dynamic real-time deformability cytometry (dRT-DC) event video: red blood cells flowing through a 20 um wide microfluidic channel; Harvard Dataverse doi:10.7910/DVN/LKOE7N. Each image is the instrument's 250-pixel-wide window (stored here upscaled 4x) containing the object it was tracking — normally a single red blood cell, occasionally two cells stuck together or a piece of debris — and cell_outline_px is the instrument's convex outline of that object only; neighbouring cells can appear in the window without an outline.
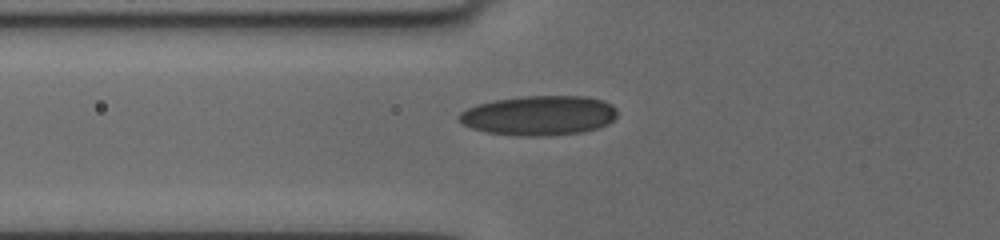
{"species": "human", "species_latin": "Homo sapiens", "temperature_condition": "cold", "stored_images_in_passage": 6, "camera_frame_rate_fps": 3000, "um_per_image_px": 0.085, "donor": {"sex": "female"}, "frame": {"image": 1, "passage_image": 3, "time_ms": 1.667, "image_size_px": [1000, 240], "cell_outline_px": [[616, 116], [608, 124], [584, 132], [544, 136], [520, 136], [484, 132], [472, 128], [464, 124], [456, 116], [460, 112], [476, 104], [496, 100], [520, 96], [588, 96], [604, 100], [612, 104], [616, 108]], "centroid_in_image_um": [45.82, 9.81], "position_along_channel_um": 80.0, "area_um2": 36.82}}
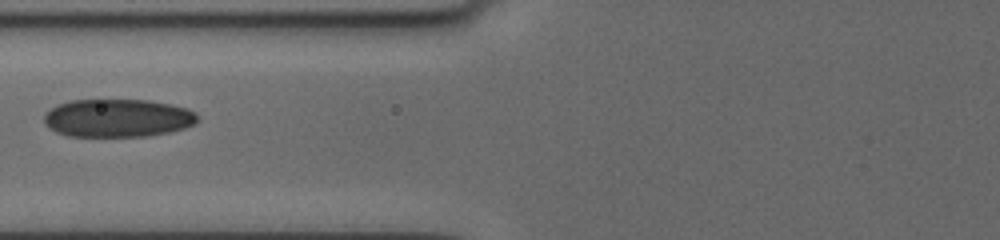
{"frame": {"image": 2, "passage_image": 4, "time_ms": 2.667, "image_size_px": [1000, 240], "cell_outline_px": [[196, 124], [184, 128], [168, 132], [144, 136], [68, 136], [56, 132], [44, 124], [44, 116], [56, 104], [72, 100], [148, 100], [172, 104], [188, 108], [196, 112]], "centroid_in_image_um": [10.0, 10.03], "position_along_channel_um": 115.8, "area_um2": 34.04}}
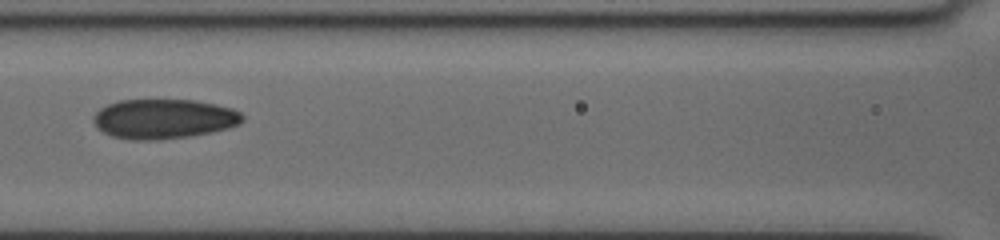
{"frame": {"image": 3, "passage_image": 5, "time_ms": 3.667, "image_size_px": [1000, 240], "cell_outline_px": [[244, 120], [240, 124], [228, 128], [212, 132], [188, 136], [156, 140], [132, 140], [112, 136], [96, 128], [92, 120], [92, 116], [100, 108], [108, 104], [120, 100], [196, 100], [216, 104], [232, 108], [240, 112], [244, 116]], "centroid_in_image_um": [13.92, 10.1], "position_along_channel_um": 152.7, "area_um2": 34.68}}